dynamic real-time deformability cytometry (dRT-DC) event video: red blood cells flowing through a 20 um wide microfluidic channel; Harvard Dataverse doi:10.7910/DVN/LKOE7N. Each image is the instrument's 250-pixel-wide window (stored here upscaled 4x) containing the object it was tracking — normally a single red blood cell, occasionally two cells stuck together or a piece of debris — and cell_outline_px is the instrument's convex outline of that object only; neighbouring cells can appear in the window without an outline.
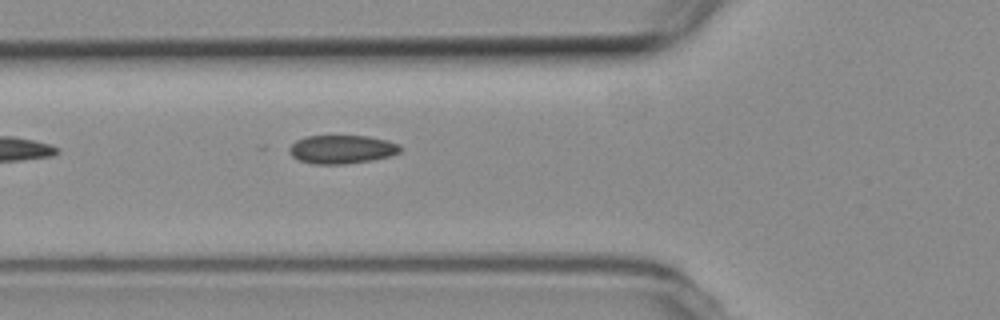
{"species": "common noctule bat (a hibernating species)", "species_latin": "Nyctalus noctula", "temperature_condition": "room temperature", "stored_images_in_passage": 5, "camera_frame_rate_fps": 3000, "um_per_image_px": 0.085, "animal": {"sex": "female", "body_mass_g": 19.3, "forearm_length_mm": 54.1}, "frame": {"image": 1, "passage_image": 5, "time_ms": 5.0, "image_size_px": [1000, 320], "cell_outline_px": [[400, 152], [388, 156], [372, 160], [344, 164], [312, 164], [300, 160], [292, 156], [288, 152], [288, 148], [296, 140], [304, 136], [368, 136], [388, 140], [400, 144]], "centroid_in_image_um": [29.03, 12.69], "position_along_channel_um": 96.8, "area_um2": 18.5}}